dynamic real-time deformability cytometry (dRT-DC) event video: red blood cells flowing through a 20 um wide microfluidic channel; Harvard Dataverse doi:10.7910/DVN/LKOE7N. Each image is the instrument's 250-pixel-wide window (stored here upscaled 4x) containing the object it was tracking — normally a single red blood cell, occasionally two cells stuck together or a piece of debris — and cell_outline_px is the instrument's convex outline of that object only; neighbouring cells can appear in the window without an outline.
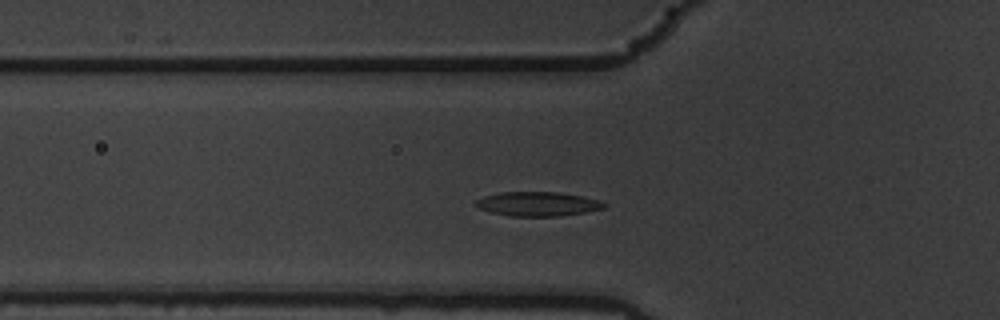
{"species": "common noctule bat (a hibernating species)", "species_latin": "Nyctalus noctula", "temperature_condition": "warm", "stored_images_in_passage": 43, "camera_frame_rate_fps": 3000, "um_per_image_px": 0.085, "animal": {"sex": "male", "body_mass_g": 19.5, "forearm_length_mm": 54.6}, "frame": {"image": 1, "passage_image": 5, "time_ms": 1.333, "image_size_px": [1000, 320], "cell_outline_px": [[608, 204], [604, 208], [584, 212], [560, 216], [508, 216], [492, 212], [480, 208], [476, 204], [476, 200], [484, 196], [500, 192], [560, 192], [600, 200]], "centroid_in_image_um": [45.73, 17.33], "position_along_channel_um": 80.1, "area_um2": 18.03}}
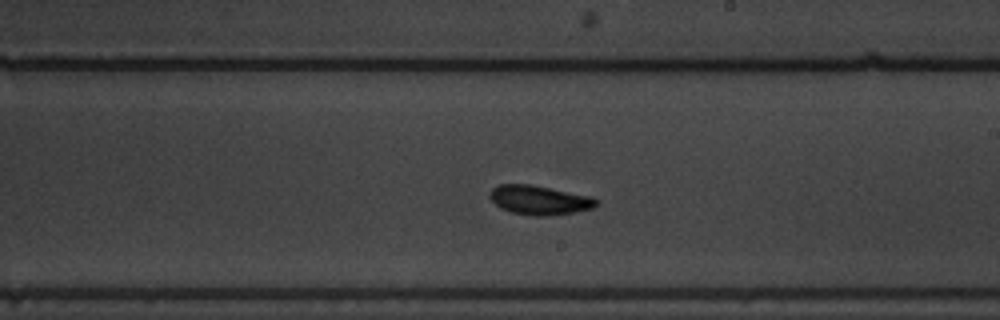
{"frame": {"image": 2, "passage_image": 19, "time_ms": 6.0, "image_size_px": [1000, 320], "cell_outline_px": [[600, 204], [592, 208], [576, 212], [548, 216], [532, 216], [512, 212], [500, 208], [488, 196], [488, 192], [492, 188], [500, 184], [528, 184], [592, 196], [600, 200]], "centroid_in_image_um": [45.87, 17.01], "position_along_channel_um": 243.1, "area_um2": 18.32}}
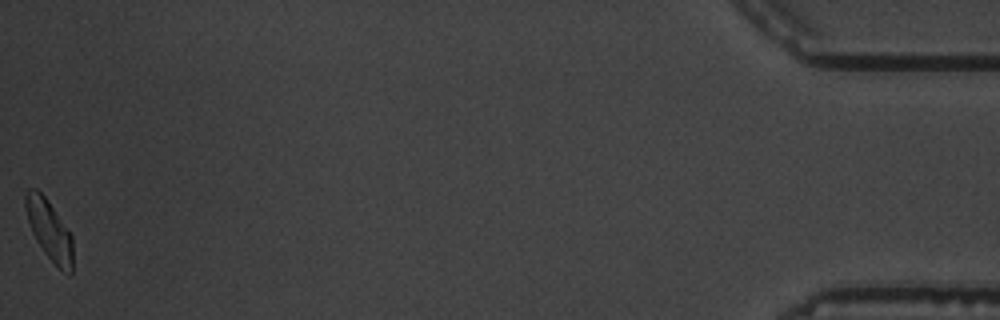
{"frame": {"image": 3, "passage_image": 43, "time_ms": 14.0, "image_size_px": [1000, 320], "cell_outline_px": [[72, 276], [68, 276], [44, 252], [36, 240], [32, 232], [28, 220], [24, 204], [24, 192], [28, 188], [36, 188], [48, 200], [72, 236]], "centroid_in_image_um": [4.17, 19.53], "position_along_channel_um": 431.0, "area_um2": 16.47}, "authors_computed_cell_mechanics": {"area_um2": 17.6868, "velocity_mm_per_s": 3.4976, "shape_relaxation_time_tau1_ms": 3.0184, "shape_relaxation_time_tau2_ms": 6.3049, "deformation_change_tau1": 0.102, "deformation_change_tau2": 0.1064}}